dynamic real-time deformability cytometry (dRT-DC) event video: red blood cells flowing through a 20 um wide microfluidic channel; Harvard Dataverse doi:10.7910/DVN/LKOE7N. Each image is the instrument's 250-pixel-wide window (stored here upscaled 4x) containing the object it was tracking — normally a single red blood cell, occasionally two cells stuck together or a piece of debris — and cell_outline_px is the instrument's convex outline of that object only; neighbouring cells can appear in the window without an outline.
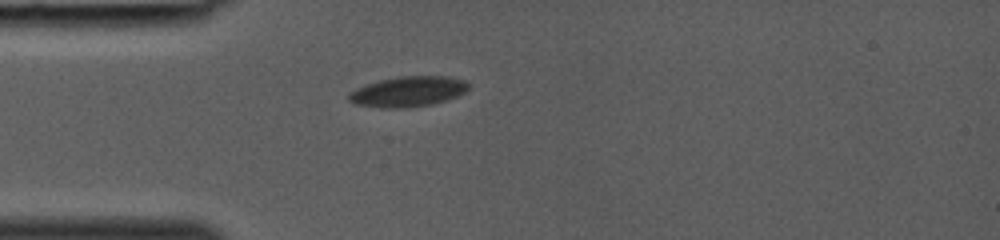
{"species": "common noctule bat (a hibernating species)", "species_latin": "Nyctalus noctula", "temperature_condition": "room temperature", "stored_images_in_passage": 29, "camera_frame_rate_fps": 3000, "um_per_image_px": 0.085, "animal": {"sex": "female", "body_mass_g": 19.0, "forearm_length_mm": 53.3}, "frame": {"image": 1, "passage_image": 1, "time_ms": 0.0, "image_size_px": [1000, 240], "cell_outline_px": [[468, 88], [464, 92], [456, 96], [432, 104], [408, 108], [380, 108], [356, 104], [348, 100], [348, 92], [364, 84], [380, 80], [400, 76], [448, 76], [464, 80], [468, 84]], "centroid_in_image_um": [34.63, 7.78], "position_along_channel_um": 50.4, "area_um2": 21.21}}
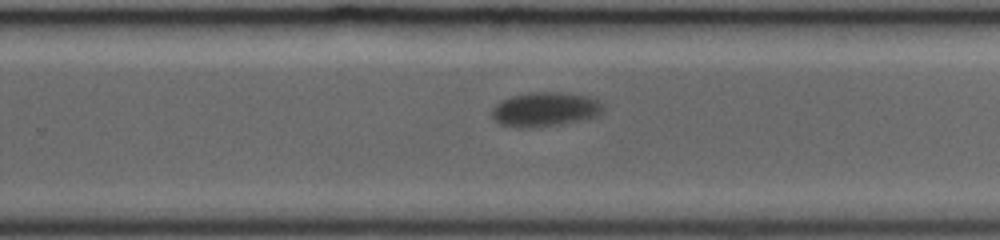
{"frame": {"image": 2, "passage_image": 16, "time_ms": 5.0, "image_size_px": [1000, 240], "cell_outline_px": [[604, 112], [596, 116], [580, 120], [560, 124], [532, 128], [520, 128], [500, 124], [492, 120], [492, 112], [496, 104], [512, 96], [528, 92], [564, 92], [588, 96], [600, 100], [604, 104]], "centroid_in_image_um": [46.36, 9.29], "position_along_channel_um": 283.4, "area_um2": 22.48}}
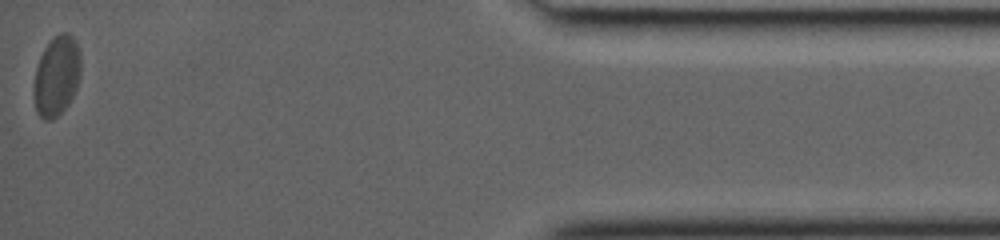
{"frame": {"image": 3, "passage_image": 29, "time_ms": 9.333, "image_size_px": [1000, 240], "cell_outline_px": [[80, 76], [76, 88], [68, 104], [52, 120], [44, 120], [36, 112], [32, 92], [32, 88], [36, 68], [40, 56], [44, 48], [60, 32], [68, 32], [76, 40], [80, 52]], "centroid_in_image_um": [4.79, 6.45], "position_along_channel_um": 430.4, "area_um2": 22.02}}